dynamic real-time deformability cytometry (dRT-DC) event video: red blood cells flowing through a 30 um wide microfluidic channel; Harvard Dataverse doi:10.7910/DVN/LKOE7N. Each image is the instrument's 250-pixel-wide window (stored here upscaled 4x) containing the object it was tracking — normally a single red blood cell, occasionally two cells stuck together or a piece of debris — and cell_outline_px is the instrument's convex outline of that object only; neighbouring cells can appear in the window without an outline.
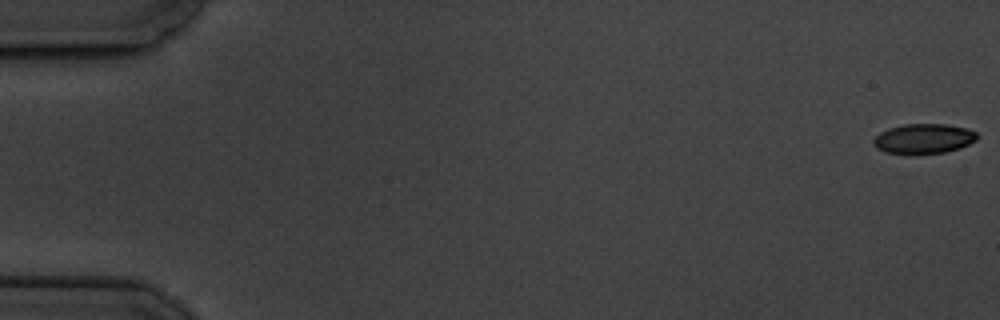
{"species": "common noctule bat (a hibernating species)", "species_latin": "Nyctalus noctula", "temperature_condition": "cold", "stored_images_in_passage": 6, "segment_of_instrument_passage": [2, 2], "camera_frame_rate_fps": 3000, "um_per_image_px": 0.085, "animal": {"sex": "male", "body_mass_g": 19.5, "forearm_length_mm": 54.6}, "frame": {"image": 1, "passage_image": 6, "time_ms": 5.667, "image_size_px": [1000, 320], "cell_outline_px": [[976, 140], [960, 148], [944, 152], [916, 156], [912, 156], [884, 152], [876, 148], [872, 144], [872, 140], [880, 132], [888, 128], [904, 124], [944, 124], [968, 128], [976, 132]], "centroid_in_image_um": [78.45, 11.82], "position_along_channel_um": 6.5, "area_um2": 18.55}}